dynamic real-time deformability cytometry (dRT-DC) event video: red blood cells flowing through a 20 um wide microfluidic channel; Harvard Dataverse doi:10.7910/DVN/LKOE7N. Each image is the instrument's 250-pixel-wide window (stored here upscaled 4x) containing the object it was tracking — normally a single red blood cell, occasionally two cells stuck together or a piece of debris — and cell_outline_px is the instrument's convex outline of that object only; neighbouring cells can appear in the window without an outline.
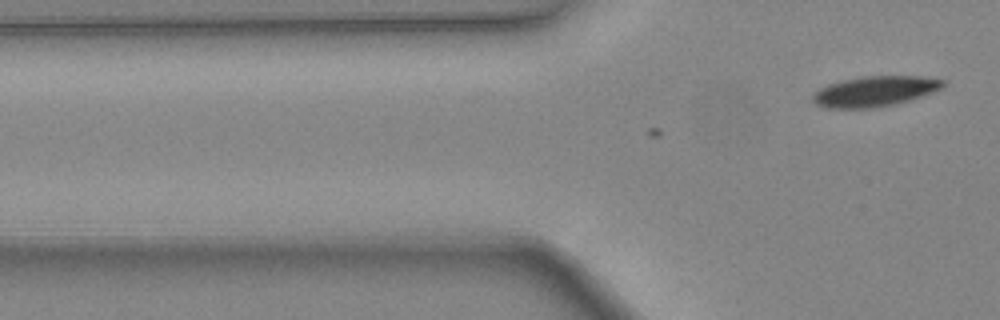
{"species": "common noctule bat (a hibernating species)", "species_latin": "Nyctalus noctula", "temperature_condition": "warm", "stored_images_in_passage": 5, "camera_frame_rate_fps": 3000, "um_per_image_px": 0.085, "animal": {"sex": "female", "body_mass_g": 24.6, "forearm_length_mm": 56.2}, "frame": {"image": 1, "passage_image": 5, "time_ms": 1.333, "image_size_px": [1000, 320], "cell_outline_px": [[944, 88], [908, 100], [892, 104], [872, 108], [824, 108], [816, 104], [812, 100], [812, 92], [828, 84], [860, 76], [920, 76], [944, 80]], "centroid_in_image_um": [74.31, 7.76], "position_along_channel_um": 51.5, "area_um2": 22.95}}